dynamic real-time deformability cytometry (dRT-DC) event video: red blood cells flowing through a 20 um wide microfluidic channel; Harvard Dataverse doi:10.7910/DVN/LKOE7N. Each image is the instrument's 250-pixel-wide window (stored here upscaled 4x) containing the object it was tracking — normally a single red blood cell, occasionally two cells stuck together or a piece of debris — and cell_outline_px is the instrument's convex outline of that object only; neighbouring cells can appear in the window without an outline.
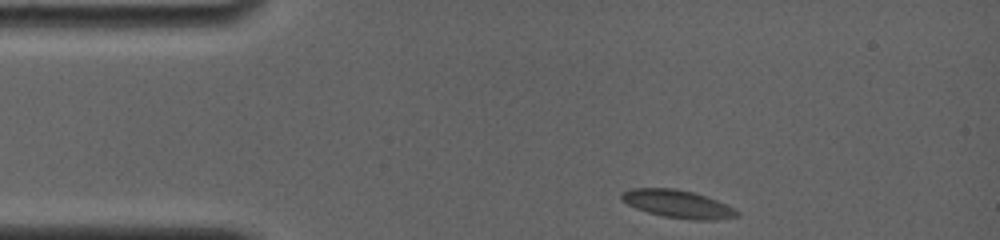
{"species": "common noctule bat (a hibernating species)", "species_latin": "Nyctalus noctula", "temperature_condition": "room temperature", "stored_images_in_passage": 17, "camera_frame_rate_fps": 4000, "um_per_image_px": 0.085, "animal": {"sex": "female", "body_mass_g": 19.0, "forearm_length_mm": 56.7}, "frame": {"image": 1, "passage_image": 1, "time_ms": 0.0, "image_size_px": [1000, 240], "cell_outline_px": [[740, 216], [712, 220], [692, 220], [664, 216], [648, 212], [636, 208], [620, 200], [620, 196], [624, 192], [632, 188], [676, 188], [696, 192], [716, 200], [740, 212]], "centroid_in_image_um": [57.61, 17.33], "position_along_channel_um": 27.4, "area_um2": 18.67}}
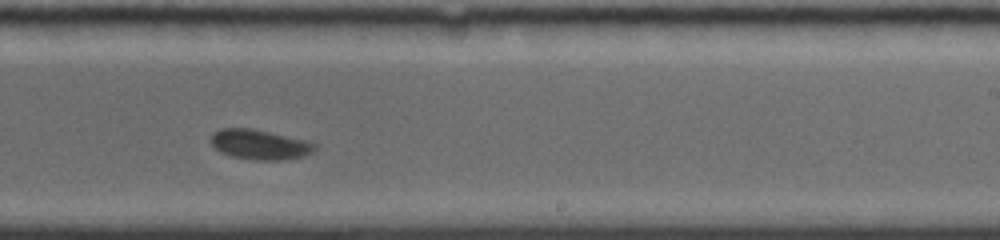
{"frame": {"image": 2, "passage_image": 8, "time_ms": 7.75, "image_size_px": [1000, 240], "cell_outline_px": [[316, 148], [312, 152], [304, 156], [284, 160], [256, 160], [232, 156], [220, 152], [212, 144], [212, 132], [220, 128], [252, 128], [304, 140], [316, 144]], "centroid_in_image_um": [22.07, 12.28], "position_along_channel_um": 266.9, "area_um2": 17.98}}
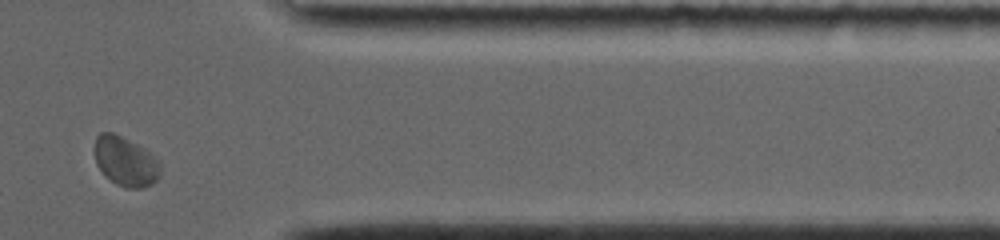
{"frame": {"image": 3, "passage_image": 15, "time_ms": 11.5, "image_size_px": [1000, 240], "cell_outline_px": [[160, 176], [152, 184], [144, 188], [124, 188], [116, 184], [104, 176], [96, 164], [96, 136], [100, 132], [112, 132], [144, 148], [160, 160]], "centroid_in_image_um": [10.69, 13.75], "position_along_channel_um": 400.7, "area_um2": 19.02}, "authors_computed_cell_mechanics": {"area_um2": 18.2648, "velocity_mm_per_s": 3.7059, "shape_relaxation_time_tau1_ms": 1.3354, "shape_relaxation_time_tau2_ms": null, "deformation_change_tau1": 0.0833, "deformation_change_tau2": null}}